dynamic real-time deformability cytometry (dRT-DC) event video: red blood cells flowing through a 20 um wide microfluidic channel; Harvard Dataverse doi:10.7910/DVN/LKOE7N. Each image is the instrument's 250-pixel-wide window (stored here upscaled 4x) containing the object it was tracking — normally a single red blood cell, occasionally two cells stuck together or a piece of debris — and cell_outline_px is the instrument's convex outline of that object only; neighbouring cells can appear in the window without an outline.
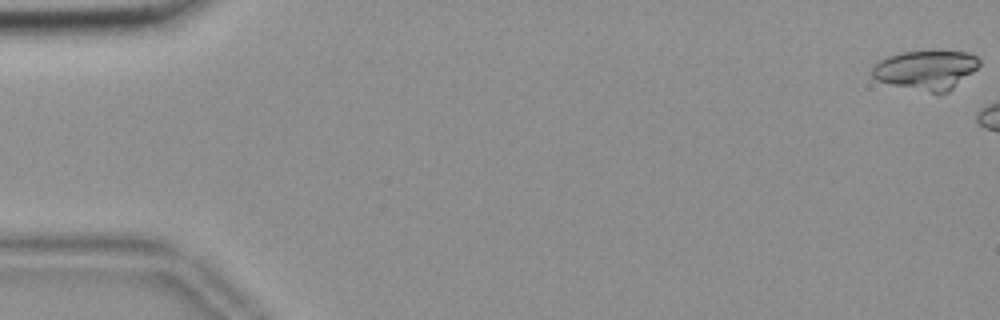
{"species": "common noctule bat (a hibernating species)", "species_latin": "Nyctalus noctula", "temperature_condition": "room temperature", "stored_images_in_passage": 6, "camera_frame_rate_fps": 3000, "um_per_image_px": 0.085, "animal": {"sex": "female", "body_mass_g": 18.4}, "frame": {"image": 1, "passage_image": 1, "time_ms": 0.0, "image_size_px": [1000, 320], "cell_outline_px": [[980, 64], [972, 72], [948, 92], [940, 96], [876, 80], [872, 76], [872, 68], [880, 60], [888, 56], [900, 52], [968, 52], [976, 56], [980, 60]], "centroid_in_image_um": [78.71, 5.98], "position_along_channel_um": 6.3, "area_um2": 24.45}}